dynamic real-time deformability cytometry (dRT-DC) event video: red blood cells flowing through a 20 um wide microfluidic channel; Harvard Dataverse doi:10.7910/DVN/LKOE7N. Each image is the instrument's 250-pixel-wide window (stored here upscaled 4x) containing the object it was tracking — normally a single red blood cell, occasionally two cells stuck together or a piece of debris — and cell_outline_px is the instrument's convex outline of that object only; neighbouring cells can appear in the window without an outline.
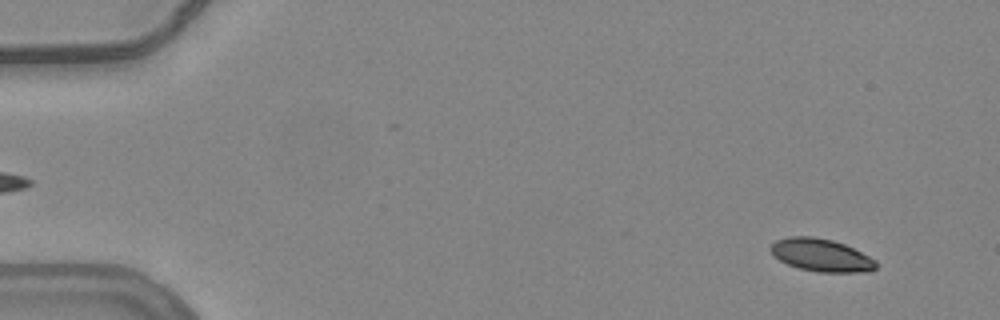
{"species": "common noctule bat (a hibernating species)", "species_latin": "Nyctalus noctula", "temperature_condition": "warm", "stored_images_in_passage": 9, "camera_frame_rate_fps": 3000, "um_per_image_px": 0.085, "animal": {"sex": "female", "body_mass_g": 24.6, "forearm_length_mm": 56.2}, "frame": {"image": 1, "passage_image": 4, "time_ms": 1.0, "image_size_px": [1000, 320], "cell_outline_px": [[876, 268], [868, 272], [820, 272], [800, 268], [788, 264], [780, 260], [768, 248], [776, 240], [788, 236], [812, 236], [832, 240], [844, 244], [876, 260]], "centroid_in_image_um": [69.79, 21.68], "position_along_channel_um": 15.2, "area_um2": 19.88}}